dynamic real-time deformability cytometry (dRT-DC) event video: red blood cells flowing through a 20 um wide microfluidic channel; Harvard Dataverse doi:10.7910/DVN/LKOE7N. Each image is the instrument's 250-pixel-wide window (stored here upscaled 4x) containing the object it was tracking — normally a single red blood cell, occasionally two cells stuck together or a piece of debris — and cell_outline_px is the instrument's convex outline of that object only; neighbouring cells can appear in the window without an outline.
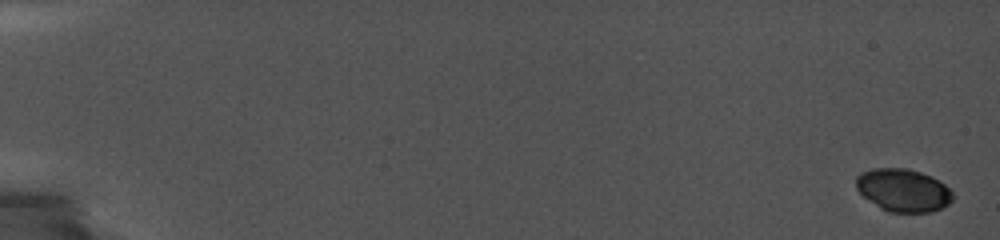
{"species": "common noctule bat (a hibernating species)", "species_latin": "Nyctalus noctula", "temperature_condition": "cold", "stored_images_in_passage": 14, "camera_frame_rate_fps": 5000, "um_per_image_px": 0.085, "animal": {"sex": "female", "body_mass_g": 19.0, "forearm_length_mm": 56.7}, "frame": {"image": 1, "passage_image": 1, "time_ms": 0.0, "image_size_px": [1000, 240], "cell_outline_px": [[956, 196], [948, 204], [932, 212], [888, 212], [880, 208], [864, 196], [856, 188], [856, 176], [860, 172], [872, 168], [908, 168], [932, 176], [944, 184]], "centroid_in_image_um": [76.77, 16.16], "position_along_channel_um": 8.2, "area_um2": 24.22}}
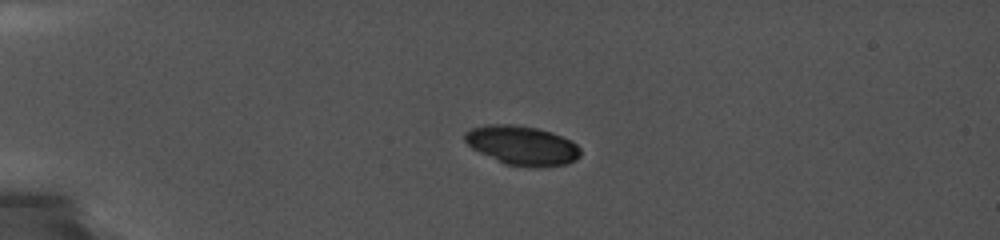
{"frame": {"image": 2, "passage_image": 10, "time_ms": 4.8, "image_size_px": [1000, 240], "cell_outline_px": [[580, 156], [576, 160], [568, 164], [544, 168], [536, 168], [504, 164], [472, 148], [464, 140], [464, 132], [472, 128], [484, 124], [512, 124], [536, 128], [552, 132], [576, 144], [580, 148]], "centroid_in_image_um": [44.38, 12.37], "position_along_channel_um": 40.6, "area_um2": 26.65}}